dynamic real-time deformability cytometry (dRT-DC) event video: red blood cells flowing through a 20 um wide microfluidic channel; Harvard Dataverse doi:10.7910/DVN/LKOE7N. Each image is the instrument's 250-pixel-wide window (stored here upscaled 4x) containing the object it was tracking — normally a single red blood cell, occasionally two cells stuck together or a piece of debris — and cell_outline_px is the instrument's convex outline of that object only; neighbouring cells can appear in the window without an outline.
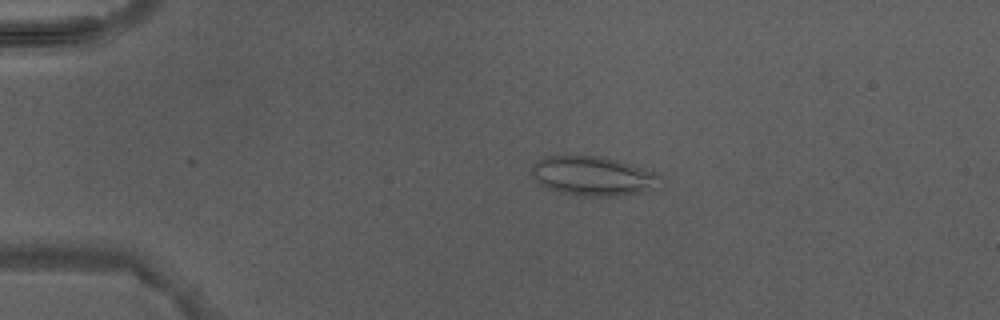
{"species": "Egyptian fruit bat (a non-hibernating species)", "species_latin": "Rousettus aegyptiacus", "temperature_condition": "warm", "stored_images_in_passage": 4, "camera_frame_rate_fps": 3000, "um_per_image_px": 0.085, "animal": {"sex": "male"}, "frame": {"image": 1, "passage_image": 3, "time_ms": 2.333, "image_size_px": [1000, 320], "cell_outline_px": [[664, 188], [616, 196], [584, 196], [564, 192], [548, 188], [536, 184], [532, 176], [532, 164], [536, 160], [544, 156], [600, 156], [616, 160], [656, 172], [664, 180]], "centroid_in_image_um": [50.46, 14.97], "position_along_channel_um": 34.5, "area_um2": 29.88}}
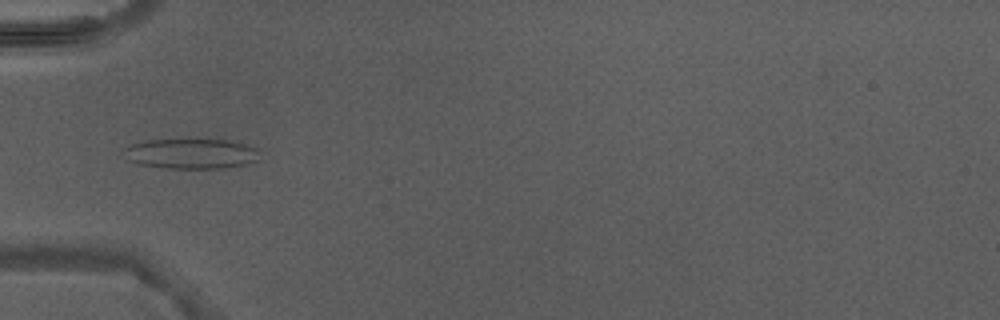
{"frame": {"image": 2, "passage_image": 4, "time_ms": 4.333, "image_size_px": [1000, 320], "cell_outline_px": [[256, 160], [244, 164], [224, 168], [168, 168], [140, 164], [128, 160], [124, 148], [132, 144], [144, 140], [228, 140], [244, 144], [256, 148]], "centroid_in_image_um": [16.2, 13.06], "position_along_channel_um": 68.8, "area_um2": 23.29}}